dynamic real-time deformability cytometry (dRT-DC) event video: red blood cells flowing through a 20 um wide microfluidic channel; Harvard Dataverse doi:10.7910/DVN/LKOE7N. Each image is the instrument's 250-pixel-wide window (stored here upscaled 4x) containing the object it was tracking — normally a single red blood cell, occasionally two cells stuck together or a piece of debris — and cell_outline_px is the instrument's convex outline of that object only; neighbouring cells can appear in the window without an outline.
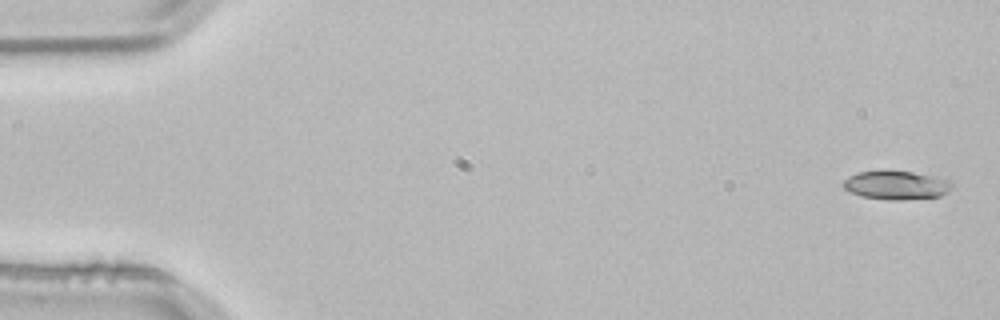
{"species": "common noctule bat (a hibernating species)", "species_latin": "Nyctalus noctula", "temperature_condition": "room temperature", "stored_images_in_passage": 3, "camera_frame_rate_fps": 3000, "um_per_image_px": 0.085, "animal": {"sex": "male", "body_mass_g": 21.5, "forearm_length_mm": 52.0}, "frame": {"image": 1, "passage_image": 1, "time_ms": 0.0, "image_size_px": [1000, 320], "cell_outline_px": [[952, 188], [948, 192], [940, 196], [904, 200], [888, 200], [860, 196], [848, 192], [840, 184], [848, 176], [856, 172], [880, 168], [884, 168], [912, 172], [952, 180]], "centroid_in_image_um": [76.11, 15.71], "position_along_channel_um": 8.9, "area_um2": 19.02}}